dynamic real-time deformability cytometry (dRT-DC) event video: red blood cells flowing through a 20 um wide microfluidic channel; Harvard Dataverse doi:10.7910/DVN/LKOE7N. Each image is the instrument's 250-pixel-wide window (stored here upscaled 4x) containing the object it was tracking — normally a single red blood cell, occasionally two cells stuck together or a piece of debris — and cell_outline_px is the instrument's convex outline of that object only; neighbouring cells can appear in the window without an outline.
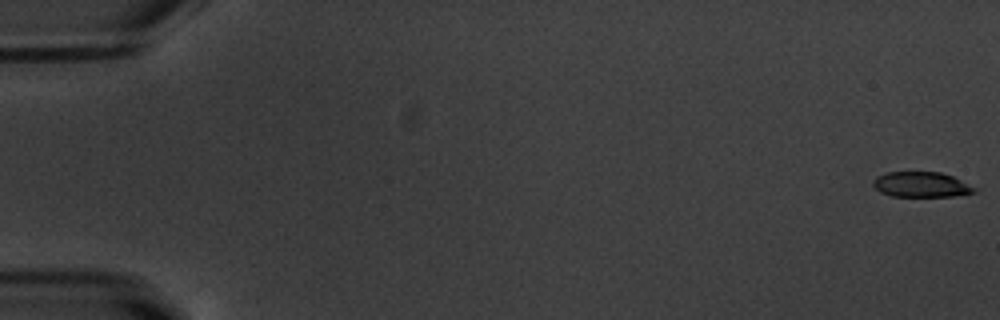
{"species": "common noctule bat (a hibernating species)", "species_latin": "Nyctalus noctula", "temperature_condition": "warm", "stored_images_in_passage": 55, "camera_frame_rate_fps": 3000, "um_per_image_px": 0.085, "animal": {"sex": "male", "body_mass_g": 20.1, "forearm_length_mm": 53.5}, "frame": {"image": 1, "passage_image": 1, "time_ms": 0.0, "image_size_px": [1000, 320], "cell_outline_px": [[980, 188], [976, 192], [952, 196], [892, 196], [880, 192], [872, 184], [872, 180], [876, 176], [888, 172], [940, 172], [952, 176]], "centroid_in_image_um": [78.34, 15.68], "position_along_channel_um": 6.7, "area_um2": 15.03}}
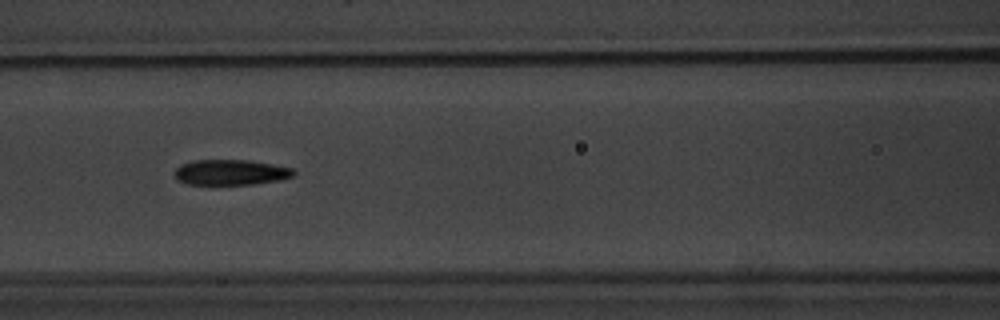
{"frame": {"image": 2, "passage_image": 25, "time_ms": 8.0, "image_size_px": [1000, 320], "cell_outline_px": [[296, 172], [292, 176], [280, 180], [252, 184], [188, 184], [176, 180], [176, 168], [180, 164], [192, 160], [248, 160], [272, 164], [292, 168]], "centroid_in_image_um": [19.6, 14.64], "position_along_channel_um": 147.0, "area_um2": 17.57}}
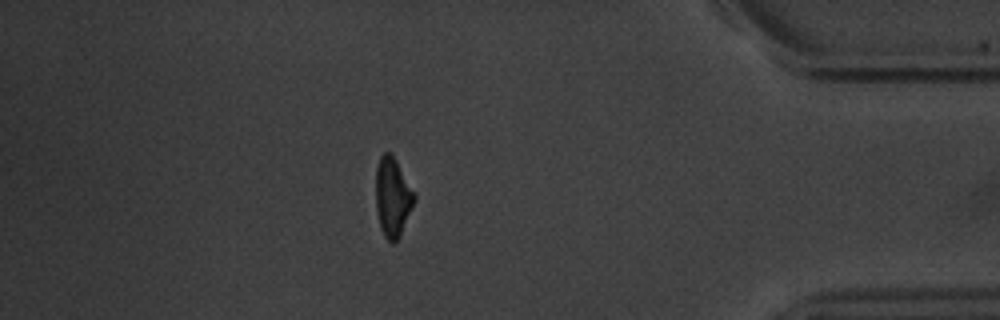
{"frame": {"image": 3, "passage_image": 48, "time_ms": 15.667, "image_size_px": [1000, 320], "cell_outline_px": [[416, 200], [400, 236], [396, 244], [392, 244], [384, 236], [380, 228], [376, 212], [376, 168], [380, 156], [384, 152], [392, 152], [416, 192]], "centroid_in_image_um": [33.39, 16.75], "position_along_channel_um": 401.8, "area_um2": 18.38}, "authors_computed_cell_mechanics": {"area_um2": 17.8024, "velocity_mm_per_s": 3.7932, "shape_relaxation_time_tau1_ms": 3.1318, "shape_relaxation_time_tau2_ms": 2.7572, "deformation_change_tau1": 0.1452, "deformation_change_tau2": 0.1062}}